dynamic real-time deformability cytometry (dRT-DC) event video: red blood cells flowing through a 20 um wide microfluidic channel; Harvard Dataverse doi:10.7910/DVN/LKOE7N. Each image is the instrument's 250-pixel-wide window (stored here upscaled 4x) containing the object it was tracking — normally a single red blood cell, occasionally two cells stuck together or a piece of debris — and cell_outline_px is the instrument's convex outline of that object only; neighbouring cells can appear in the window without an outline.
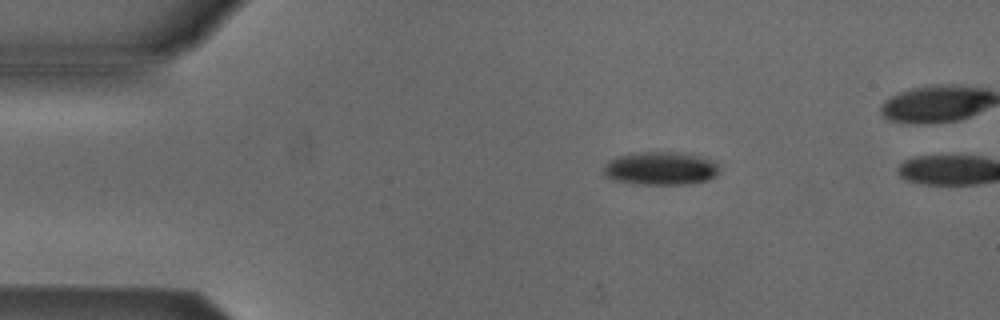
{"species": "Egyptian fruit bat (a non-hibernating species)", "species_latin": "Rousettus aegyptiacus", "temperature_condition": "cold", "stored_images_in_passage": 3, "camera_frame_rate_fps": 3000, "um_per_image_px": 0.085, "animal": {"sex": "male"}, "frame": {"image": 1, "passage_image": 2, "time_ms": 1.0, "image_size_px": [1000, 320], "cell_outline_px": [[720, 172], [716, 176], [708, 180], [688, 184], [636, 184], [612, 180], [604, 176], [600, 172], [604, 164], [608, 160], [616, 156], [636, 152], [688, 152], [716, 160], [720, 168]], "centroid_in_image_um": [56.15, 14.3], "position_along_channel_um": 28.8, "area_um2": 23.29}}